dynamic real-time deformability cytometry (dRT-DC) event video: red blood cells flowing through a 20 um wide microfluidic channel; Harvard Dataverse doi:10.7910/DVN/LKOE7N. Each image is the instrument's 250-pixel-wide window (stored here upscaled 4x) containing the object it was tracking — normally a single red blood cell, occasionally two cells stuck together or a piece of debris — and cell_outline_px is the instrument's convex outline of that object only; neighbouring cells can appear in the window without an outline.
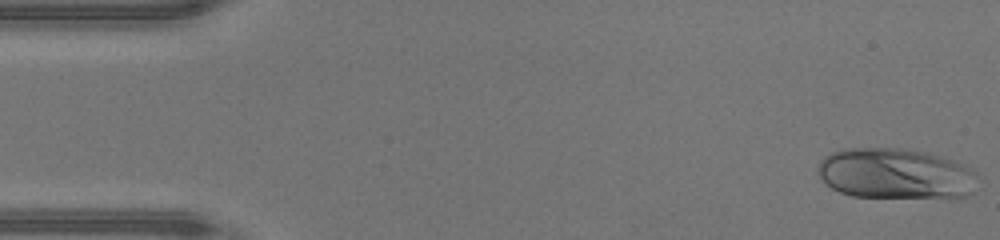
{"species": "human", "species_latin": "Homo sapiens", "temperature_condition": "warm", "stored_images_in_passage": 47, "camera_frame_rate_fps": 3000, "um_per_image_px": 0.085, "donor": {"sex": "male"}, "frame": {"image": 1, "passage_image": 1, "time_ms": 0.0, "image_size_px": [1000, 240], "cell_outline_px": [[976, 176], [972, 192], [968, 196], [852, 196], [840, 192], [824, 184], [816, 172], [816, 168], [820, 160], [824, 156], [832, 152], [844, 148], [896, 148], [924, 152], [952, 160], [972, 168], [976, 172]], "centroid_in_image_um": [76.02, 14.74], "position_along_channel_um": 9.0, "area_um2": 46.7}}
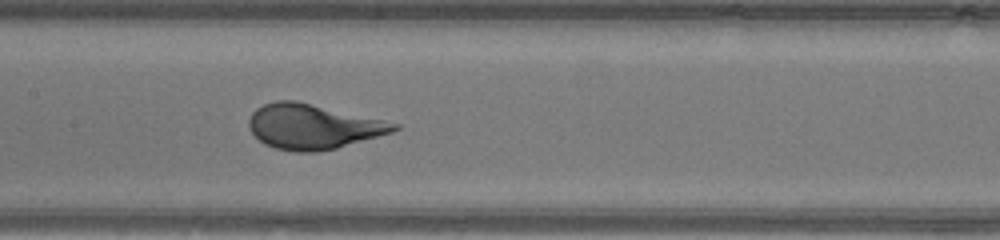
{"frame": {"image": 2, "passage_image": 22, "time_ms": 7.0, "image_size_px": [1000, 240], "cell_outline_px": [[400, 128], [392, 132], [336, 148], [316, 152], [296, 152], [276, 148], [264, 144], [248, 128], [248, 120], [252, 112], [256, 108], [264, 104], [276, 100], [296, 100], [384, 120], [400, 124]], "centroid_in_image_um": [26.57, 10.75], "position_along_channel_um": 180.8, "area_um2": 37.86}}
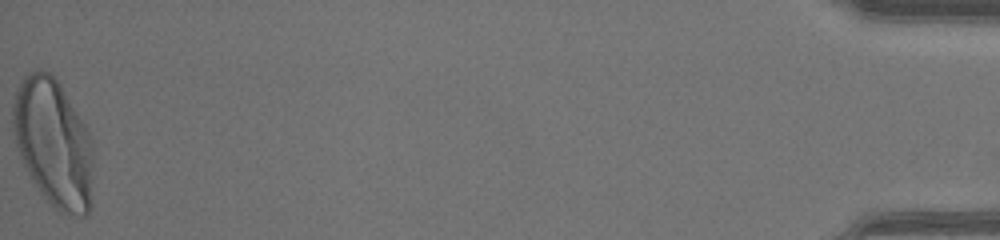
{"frame": {"image": 3, "passage_image": 47, "time_ms": 15.333, "image_size_px": [1000, 240], "cell_outline_px": [[92, 208], [84, 216], [80, 216], [60, 212], [52, 208], [32, 184], [20, 156], [16, 144], [12, 124], [12, 104], [20, 80], [28, 72], [36, 68], [40, 68], [48, 72], [60, 84], [84, 124], [92, 140]], "centroid_in_image_um": [4.52, 12.19], "position_along_channel_um": 430.7, "area_um2": 60.63}}